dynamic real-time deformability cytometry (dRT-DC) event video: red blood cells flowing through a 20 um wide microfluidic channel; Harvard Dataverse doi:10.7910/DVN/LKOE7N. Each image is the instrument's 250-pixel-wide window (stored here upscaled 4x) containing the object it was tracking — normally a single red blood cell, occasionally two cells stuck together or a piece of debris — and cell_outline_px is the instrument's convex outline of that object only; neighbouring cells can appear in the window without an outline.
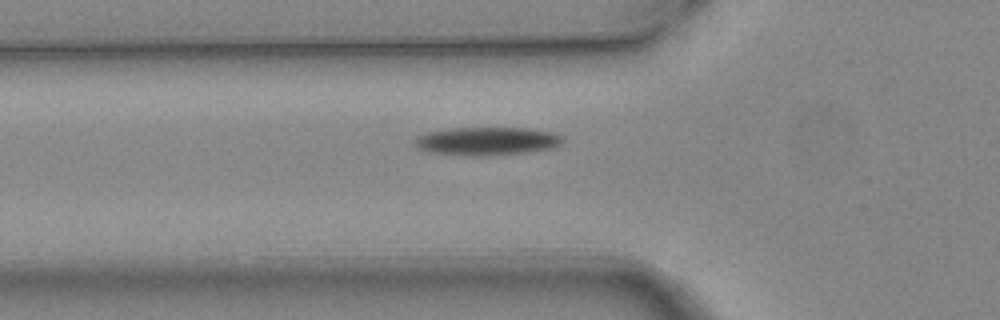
{"species": "common noctule bat (a hibernating species)", "species_latin": "Nyctalus noctula", "temperature_condition": "warm", "stored_images_in_passage": 4, "camera_frame_rate_fps": 3000, "um_per_image_px": 0.085, "animal": {"sex": "female", "body_mass_g": 24.6, "forearm_length_mm": 56.2}, "frame": {"image": 1, "passage_image": 4, "time_ms": 1.0, "image_size_px": [1000, 320], "cell_outline_px": [[564, 140], [560, 144], [552, 148], [528, 152], [480, 156], [472, 156], [428, 152], [420, 148], [416, 144], [416, 136], [424, 132], [452, 128], [528, 128], [552, 132], [564, 136]], "centroid_in_image_um": [41.41, 11.99], "position_along_channel_um": 84.4, "area_um2": 24.33}}